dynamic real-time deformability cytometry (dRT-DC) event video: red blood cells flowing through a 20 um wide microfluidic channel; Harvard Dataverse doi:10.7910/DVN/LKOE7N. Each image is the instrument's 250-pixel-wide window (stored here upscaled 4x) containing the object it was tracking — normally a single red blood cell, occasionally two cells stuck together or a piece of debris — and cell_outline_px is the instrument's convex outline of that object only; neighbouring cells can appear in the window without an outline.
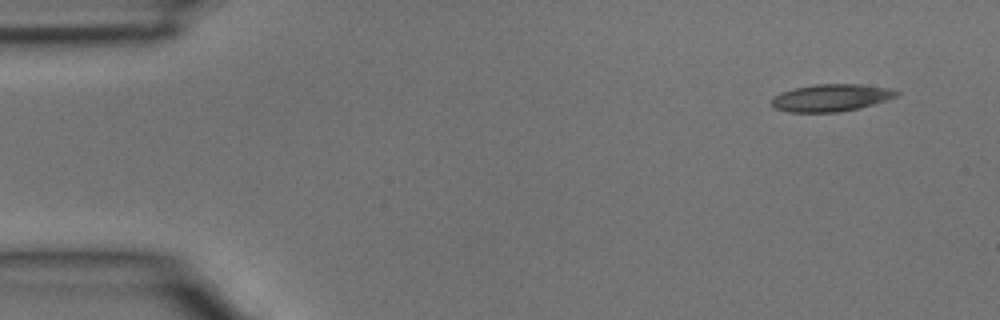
{"species": "common noctule bat (a hibernating species)", "species_latin": "Nyctalus noctula", "temperature_condition": "room temperature", "stored_images_in_passage": 4, "camera_frame_rate_fps": 3000, "um_per_image_px": 0.085, "animal": {"sex": "male", "body_mass_g": 15.6}, "frame": {"image": 1, "passage_image": 1, "time_ms": 0.0, "image_size_px": [1000, 320], "cell_outline_px": [[900, 96], [888, 100], [860, 108], [836, 112], [788, 112], [776, 108], [772, 104], [772, 100], [780, 92], [796, 88], [816, 84], [860, 84], [892, 88], [900, 92]], "centroid_in_image_um": [70.73, 8.3], "position_along_channel_um": 14.3, "area_um2": 19.88}}